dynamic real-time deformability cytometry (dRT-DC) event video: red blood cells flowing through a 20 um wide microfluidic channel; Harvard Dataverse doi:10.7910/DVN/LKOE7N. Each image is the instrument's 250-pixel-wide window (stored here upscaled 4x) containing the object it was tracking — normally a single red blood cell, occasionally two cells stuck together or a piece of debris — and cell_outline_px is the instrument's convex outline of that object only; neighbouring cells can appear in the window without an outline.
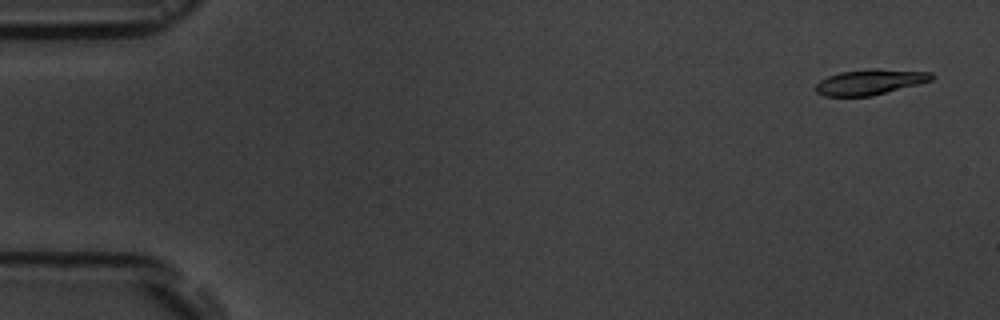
{"species": "common noctule bat (a hibernating species)", "species_latin": "Nyctalus noctula", "temperature_condition": "room temperature", "stored_images_in_passage": 5, "camera_frame_rate_fps": 3000, "um_per_image_px": 0.085, "animal": {"sex": "male", "body_mass_g": 19.5, "forearm_length_mm": 54.6}, "frame": {"image": 1, "passage_image": 1, "time_ms": 0.0, "image_size_px": [1000, 320], "cell_outline_px": [[932, 80], [872, 96], [824, 96], [816, 92], [816, 84], [820, 80], [828, 76], [840, 72], [872, 68], [876, 68], [932, 72]], "centroid_in_image_um": [73.92, 6.96], "position_along_channel_um": 11.1, "area_um2": 17.11}}
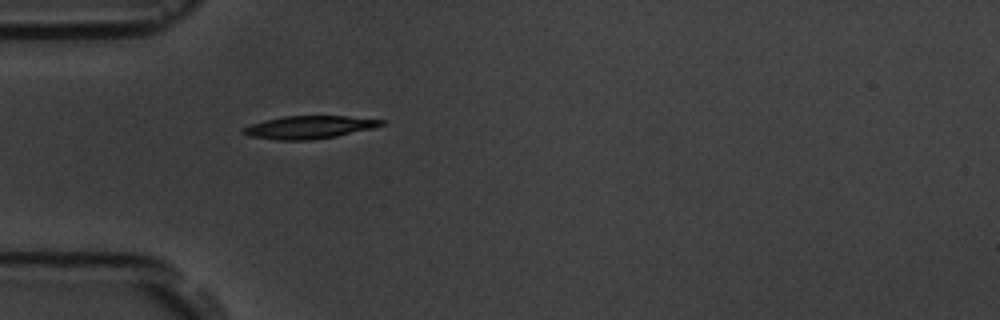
{"frame": {"image": 2, "passage_image": 5, "time_ms": 4.667, "image_size_px": [1000, 320], "cell_outline_px": [[384, 124], [372, 128], [336, 136], [312, 140], [276, 140], [248, 136], [240, 132], [244, 128], [252, 124], [264, 120], [284, 116], [344, 116], [384, 120]], "centroid_in_image_um": [26.23, 10.82], "position_along_channel_um": 58.8, "area_um2": 18.21}}